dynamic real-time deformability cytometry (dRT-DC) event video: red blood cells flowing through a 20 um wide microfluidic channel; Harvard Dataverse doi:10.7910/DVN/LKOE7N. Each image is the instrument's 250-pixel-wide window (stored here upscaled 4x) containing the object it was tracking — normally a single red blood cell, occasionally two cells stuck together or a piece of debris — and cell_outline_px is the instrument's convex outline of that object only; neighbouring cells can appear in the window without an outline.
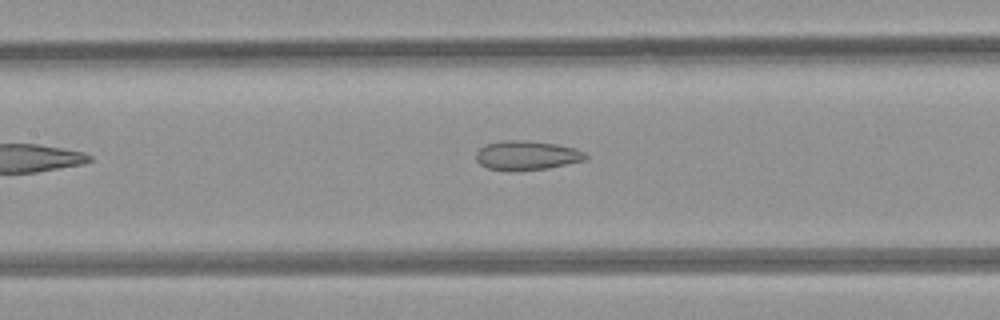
{"species": "common noctule bat (a hibernating species)", "species_latin": "Nyctalus noctula", "temperature_condition": "room temperature", "stored_images_in_passage": 6, "camera_frame_rate_fps": 3000, "um_per_image_px": 0.085, "animal": {"sex": "female", "body_mass_g": 21.9}, "frame": {"image": 1, "passage_image": 6, "time_ms": 5.667, "image_size_px": [1000, 320], "cell_outline_px": [[588, 160], [548, 168], [516, 172], [488, 168], [480, 164], [476, 160], [476, 152], [480, 148], [488, 144], [504, 140], [524, 140], [556, 144], [576, 148], [584, 152], [588, 156]], "centroid_in_image_um": [44.81, 13.22], "position_along_channel_um": 162.6, "area_um2": 18.9}}